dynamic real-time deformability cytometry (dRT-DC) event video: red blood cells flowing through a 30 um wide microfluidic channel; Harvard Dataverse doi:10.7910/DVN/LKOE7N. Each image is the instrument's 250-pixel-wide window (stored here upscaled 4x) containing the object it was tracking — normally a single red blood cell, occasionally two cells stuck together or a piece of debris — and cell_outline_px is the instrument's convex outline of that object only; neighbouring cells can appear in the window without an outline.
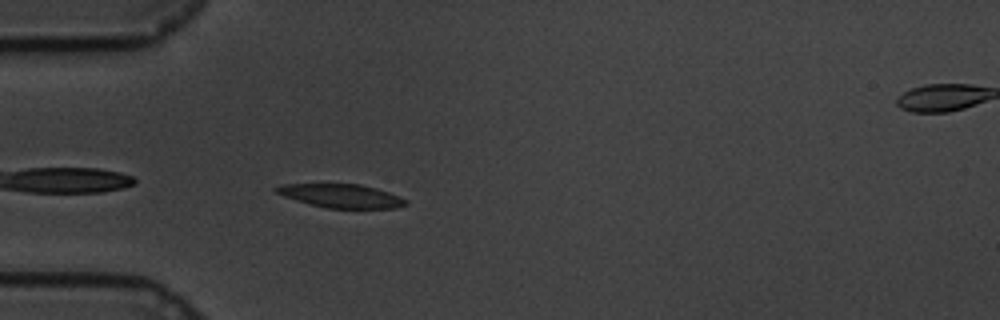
{"species": "common noctule bat (a hibernating species)", "species_latin": "Nyctalus noctula", "temperature_condition": "cold", "stored_images_in_passage": 44, "camera_frame_rate_fps": 3000, "um_per_image_px": 0.085, "animal": {"sex": "male", "body_mass_g": 19.5, "forearm_length_mm": 54.6}, "frame": {"image": 1, "passage_image": 2, "time_ms": 0.333, "image_size_px": [1000, 320], "cell_outline_px": [[408, 204], [396, 208], [328, 208], [296, 200], [284, 196], [276, 192], [272, 188], [280, 184], [360, 184], [376, 188], [400, 196], [408, 200]], "centroid_in_image_um": [29.02, 16.64], "position_along_channel_um": 56.0, "area_um2": 17.74}}
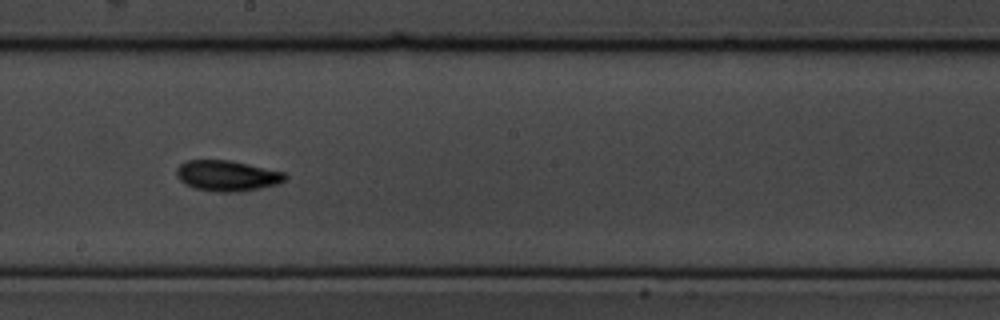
{"frame": {"image": 2, "passage_image": 18, "time_ms": 5.667, "image_size_px": [1000, 320], "cell_outline_px": [[288, 176], [284, 180], [276, 184], [260, 188], [236, 192], [216, 192], [196, 188], [184, 184], [176, 176], [176, 168], [184, 160], [228, 160], [248, 164], [284, 172]], "centroid_in_image_um": [19.26, 14.93], "position_along_channel_um": 228.9, "area_um2": 19.36}}
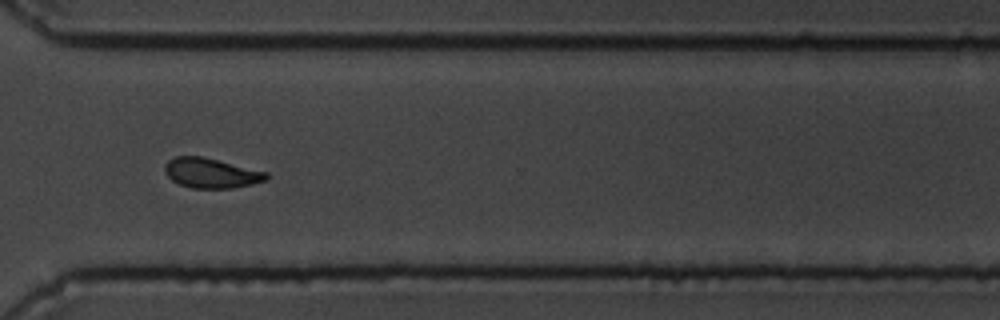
{"frame": {"image": 3, "passage_image": 29, "time_ms": 9.333, "image_size_px": [1000, 320], "cell_outline_px": [[268, 180], [252, 184], [232, 188], [192, 188], [180, 184], [172, 180], [164, 172], [164, 164], [168, 160], [176, 156], [200, 156], [268, 172]], "centroid_in_image_um": [17.94, 14.71], "position_along_channel_um": 352.7, "area_um2": 17.63}, "authors_computed_cell_mechanics": {"area_um2": 17.9469, "velocity_mm_per_s": 3.3765, "shape_relaxation_time_tau1_ms": 2.9342, "shape_relaxation_time_tau2_ms": 7.3682, "deformation_change_tau1": 0.1164, "deformation_change_tau2": 0.1203}}